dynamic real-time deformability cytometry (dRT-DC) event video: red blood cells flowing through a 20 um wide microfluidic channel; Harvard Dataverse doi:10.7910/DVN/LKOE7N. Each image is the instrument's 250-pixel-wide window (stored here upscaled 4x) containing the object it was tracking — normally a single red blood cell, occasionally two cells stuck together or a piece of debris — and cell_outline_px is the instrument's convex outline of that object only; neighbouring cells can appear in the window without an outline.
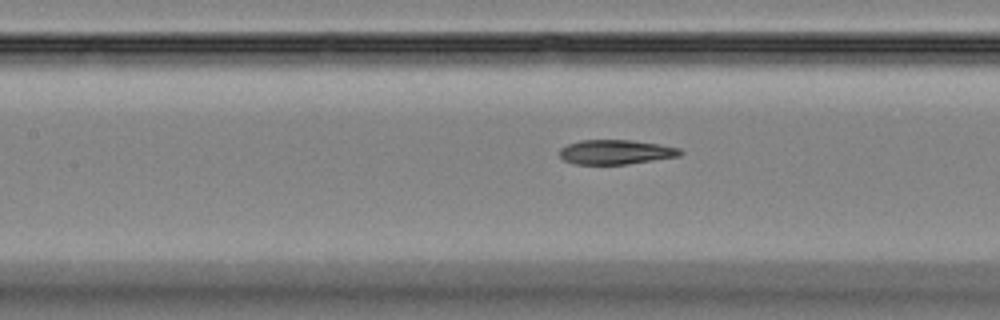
{"species": "Egyptian fruit bat (a non-hibernating species)", "species_latin": "Rousettus aegyptiacus", "temperature_condition": "room temperature", "stored_images_in_passage": 43, "camera_frame_rate_fps": 3000, "um_per_image_px": 0.085, "animal": {"sex": "female"}, "frame": {"image": 1, "passage_image": 24, "time_ms": 7.667, "image_size_px": [1000, 320], "cell_outline_px": [[684, 152], [680, 156], [628, 164], [576, 164], [564, 160], [560, 156], [560, 148], [568, 144], [580, 140], [632, 140], [660, 144], [680, 148]], "centroid_in_image_um": [52.37, 12.92], "position_along_channel_um": 155.0, "area_um2": 17.28}}
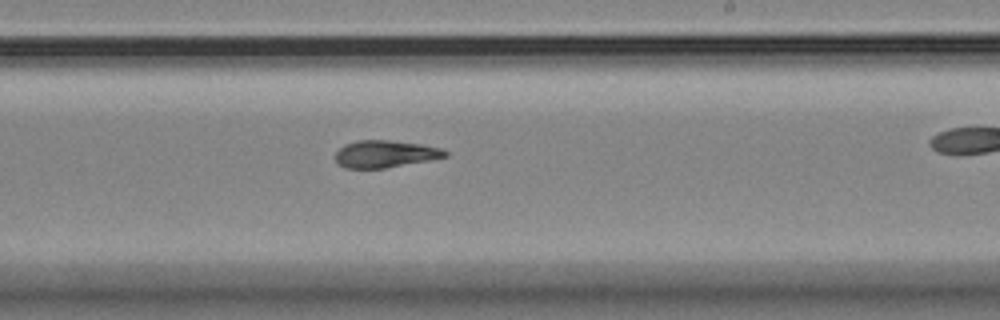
{"frame": {"image": 2, "passage_image": 32, "time_ms": 10.333, "image_size_px": [1000, 320], "cell_outline_px": [[448, 156], [432, 160], [384, 168], [344, 168], [336, 160], [336, 152], [344, 144], [356, 140], [388, 140], [420, 144], [444, 148], [448, 152]], "centroid_in_image_um": [32.78, 13.08], "position_along_channel_um": 256.2, "area_um2": 17.46}}
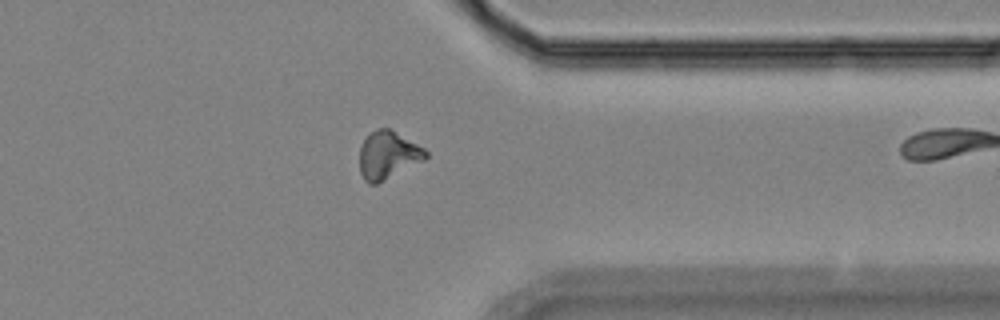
{"frame": {"image": 3, "passage_image": 42, "time_ms": 13.667, "image_size_px": [1000, 320], "cell_outline_px": [[428, 156], [424, 160], [376, 184], [368, 184], [364, 180], [360, 172], [360, 148], [364, 140], [376, 128], [388, 128], [424, 148], [428, 152]], "centroid_in_image_um": [32.96, 13.2], "position_along_channel_um": 378.4, "area_um2": 18.09}}